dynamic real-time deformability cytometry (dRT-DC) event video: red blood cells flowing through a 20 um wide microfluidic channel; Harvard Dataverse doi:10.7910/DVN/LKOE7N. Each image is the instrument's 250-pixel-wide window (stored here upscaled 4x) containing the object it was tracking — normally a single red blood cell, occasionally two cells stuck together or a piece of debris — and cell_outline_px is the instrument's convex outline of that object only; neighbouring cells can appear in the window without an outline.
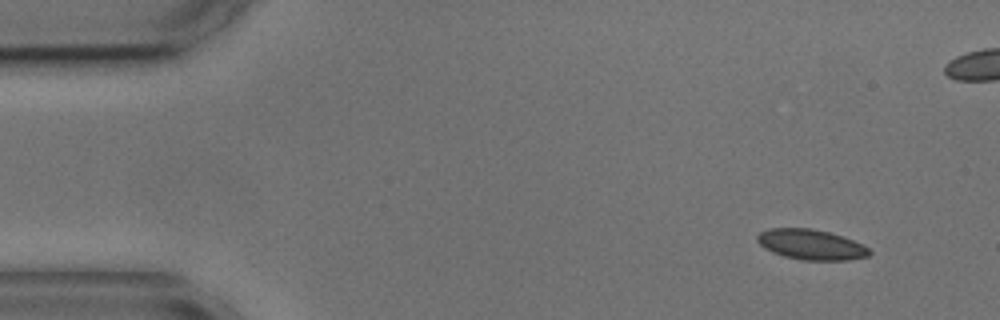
{"species": "common noctule bat (a hibernating species)", "species_latin": "Nyctalus noctula", "temperature_condition": "cold", "stored_images_in_passage": 3, "camera_frame_rate_fps": 3000, "um_per_image_px": 0.085, "animal": {"sex": "male", "body_mass_g": 17.9, "forearm_length_mm": 54.2}, "frame": {"image": 1, "passage_image": 1, "time_ms": 0.0, "image_size_px": [1000, 320], "cell_outline_px": [[872, 252], [868, 256], [848, 260], [804, 260], [784, 256], [772, 252], [764, 248], [756, 240], [756, 236], [760, 232], [768, 228], [812, 228], [828, 232], [852, 240], [868, 248]], "centroid_in_image_um": [68.9, 20.78], "position_along_channel_um": 16.1, "area_um2": 19.65}}